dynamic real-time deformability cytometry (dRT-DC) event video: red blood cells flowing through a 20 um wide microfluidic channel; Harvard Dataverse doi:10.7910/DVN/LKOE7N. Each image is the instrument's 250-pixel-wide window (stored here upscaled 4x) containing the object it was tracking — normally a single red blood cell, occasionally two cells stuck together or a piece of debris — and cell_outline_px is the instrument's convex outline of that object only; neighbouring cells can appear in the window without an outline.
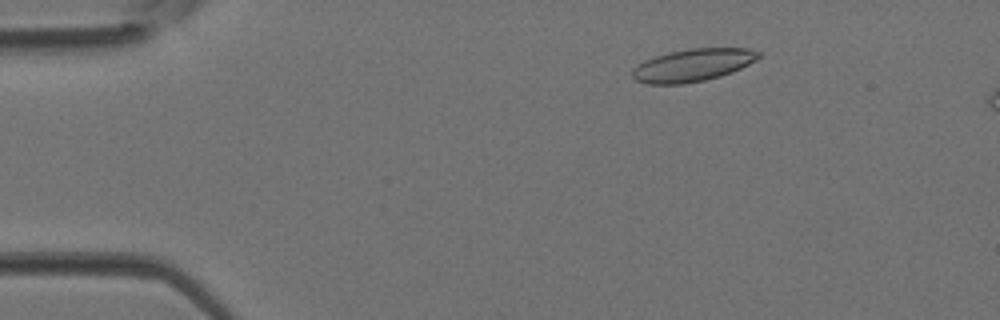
{"species": "Egyptian fruit bat (a non-hibernating species)", "species_latin": "Rousettus aegyptiacus", "temperature_condition": "room temperature", "stored_images_in_passage": 4, "camera_frame_rate_fps": 3000, "um_per_image_px": 0.085, "animal": {"sex": "female"}, "frame": {"image": 1, "passage_image": 4, "time_ms": 1.0, "image_size_px": [1000, 320], "cell_outline_px": [[760, 56], [756, 60], [732, 72], [720, 76], [704, 80], [684, 84], [648, 84], [636, 80], [632, 76], [632, 68], [644, 60], [668, 52], [688, 48], [748, 48], [760, 52]], "centroid_in_image_um": [58.86, 5.53], "position_along_channel_um": 26.1, "area_um2": 23.99}}